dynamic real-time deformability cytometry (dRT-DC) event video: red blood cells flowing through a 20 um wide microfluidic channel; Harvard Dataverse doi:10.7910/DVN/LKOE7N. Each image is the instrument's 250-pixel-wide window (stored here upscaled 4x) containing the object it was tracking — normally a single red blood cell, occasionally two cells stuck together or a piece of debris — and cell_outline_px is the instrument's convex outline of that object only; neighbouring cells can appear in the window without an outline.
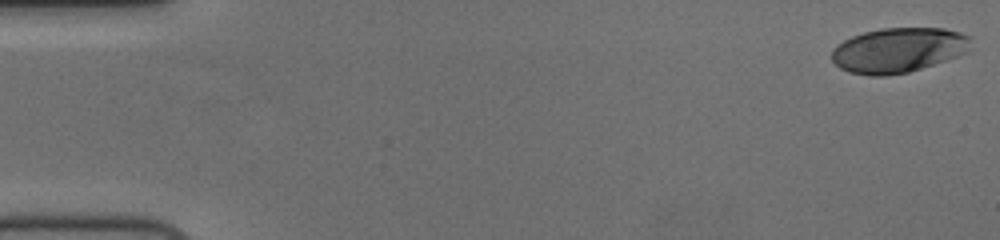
{"species": "human", "species_latin": "Homo sapiens", "temperature_condition": "cold", "stored_images_in_passage": 56, "camera_frame_rate_fps": 3000, "um_per_image_px": 0.085, "donor": {"sex": "female"}, "frame": {"image": 1, "passage_image": 1, "time_ms": 0.0, "image_size_px": [1000, 240], "cell_outline_px": [[972, 48], [968, 52], [908, 72], [884, 76], [872, 76], [848, 72], [840, 68], [832, 60], [832, 48], [836, 44], [852, 36], [864, 32], [880, 28], [944, 28], [960, 32], [972, 36]], "centroid_in_image_um": [76.37, 4.25], "position_along_channel_um": 8.6, "area_um2": 36.59}}
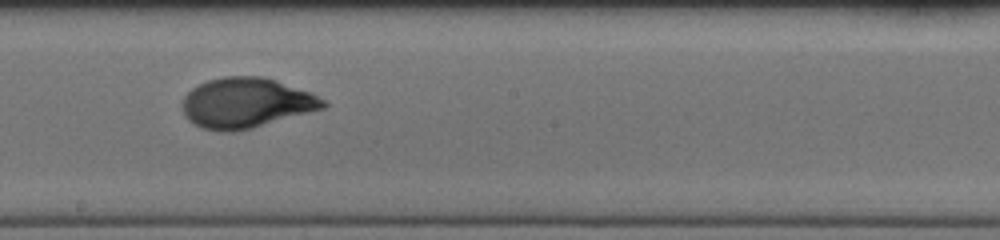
{"frame": {"image": 2, "passage_image": 32, "time_ms": 10.333, "image_size_px": [1000, 240], "cell_outline_px": [[328, 104], [324, 108], [252, 128], [236, 132], [216, 132], [200, 128], [188, 120], [184, 116], [180, 104], [184, 96], [192, 88], [208, 80], [224, 76], [260, 76], [276, 80], [308, 92], [324, 100]], "centroid_in_image_um": [20.85, 8.77], "position_along_channel_um": 227.4, "area_um2": 41.27}}
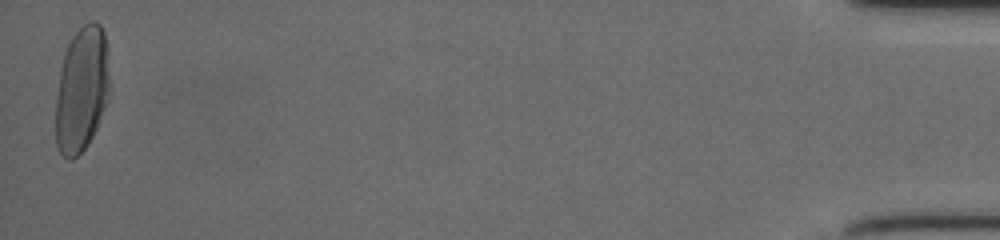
{"frame": {"image": 3, "passage_image": 56, "time_ms": 18.333, "image_size_px": [1000, 240], "cell_outline_px": [[112, 92], [96, 128], [88, 144], [72, 160], [68, 160], [60, 152], [56, 144], [56, 96], [60, 72], [64, 52], [72, 36], [84, 24], [92, 20], [96, 20], [100, 24], [104, 32], [112, 88]], "centroid_in_image_um": [6.98, 7.58], "position_along_channel_um": 428.2, "area_um2": 39.94}, "authors_computed_cell_mechanics": {"area_um2": 39.2173, "velocity_mm_per_s": 3.7112, "shape_relaxation_time_tau1_ms": 3.5162, "shape_relaxation_time_tau2_ms": 0.7475, "deformation_change_tau1": 0.1982, "deformation_change_tau2": 0.0533}}